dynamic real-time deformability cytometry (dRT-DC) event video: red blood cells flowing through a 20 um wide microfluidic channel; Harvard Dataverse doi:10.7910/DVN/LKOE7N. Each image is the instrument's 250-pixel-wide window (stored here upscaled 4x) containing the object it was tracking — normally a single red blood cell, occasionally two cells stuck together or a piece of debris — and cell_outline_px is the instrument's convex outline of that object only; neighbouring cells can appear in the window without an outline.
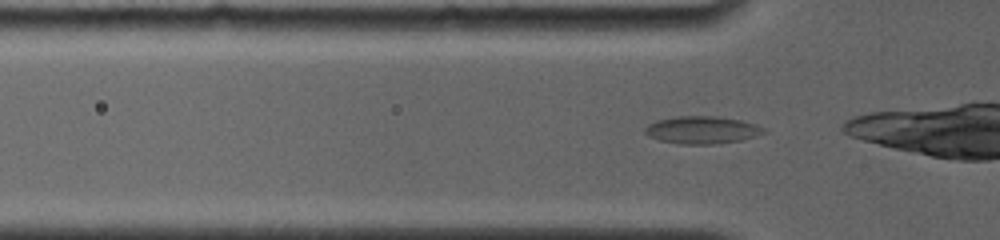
{"species": "common noctule bat (a hibernating species)", "species_latin": "Nyctalus noctula", "temperature_condition": "room temperature", "stored_images_in_passage": 37, "camera_frame_rate_fps": 4000, "um_per_image_px": 0.085, "animal": {"sex": "female", "body_mass_g": 19.0, "forearm_length_mm": 56.7}, "frame": {"image": 1, "passage_image": 2, "time_ms": 0.25, "image_size_px": [1000, 240], "cell_outline_px": [[768, 132], [740, 140], [712, 144], [680, 144], [660, 140], [648, 136], [644, 132], [644, 128], [648, 124], [656, 120], [676, 116], [716, 116], [740, 120], [764, 128]], "centroid_in_image_um": [59.62, 11.04], "position_along_channel_um": 66.2, "area_um2": 18.9}}
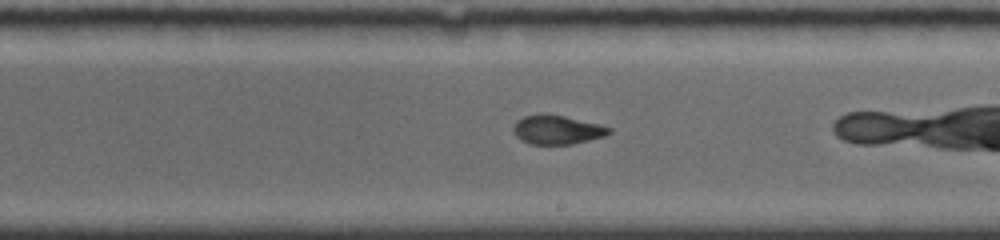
{"frame": {"image": 2, "passage_image": 20, "time_ms": 4.75, "image_size_px": [1000, 240], "cell_outline_px": [[612, 132], [604, 136], [572, 144], [532, 144], [520, 140], [512, 132], [512, 128], [516, 120], [524, 116], [540, 112], [544, 112], [564, 116], [600, 124], [612, 128]], "centroid_in_image_um": [47.31, 11.0], "position_along_channel_um": 241.7, "area_um2": 16.47}}
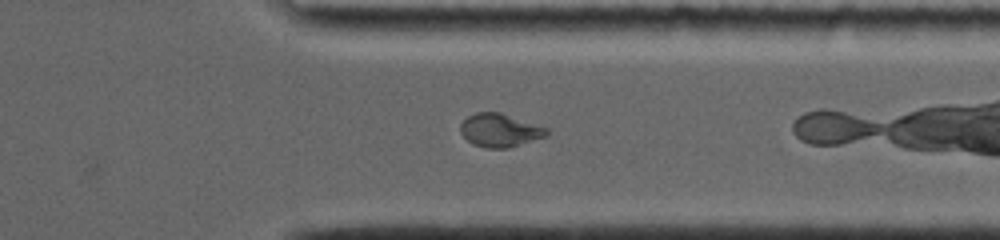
{"frame": {"image": 3, "passage_image": 33, "time_ms": 8.0, "image_size_px": [1000, 240], "cell_outline_px": [[548, 136], [508, 148], [484, 148], [468, 140], [460, 132], [460, 124], [468, 116], [476, 112], [500, 112], [548, 128]], "centroid_in_image_um": [42.5, 11.07], "position_along_channel_um": 368.9, "area_um2": 16.65}, "authors_computed_cell_mechanics": {"area_um2": 16.5308, "velocity_mm_per_s": 3.9, "shape_relaxation_time_tau1_ms": null, "shape_relaxation_time_tau2_ms": 1.048, "deformation_change_tau1": null, "deformation_change_tau2": 0.059}}